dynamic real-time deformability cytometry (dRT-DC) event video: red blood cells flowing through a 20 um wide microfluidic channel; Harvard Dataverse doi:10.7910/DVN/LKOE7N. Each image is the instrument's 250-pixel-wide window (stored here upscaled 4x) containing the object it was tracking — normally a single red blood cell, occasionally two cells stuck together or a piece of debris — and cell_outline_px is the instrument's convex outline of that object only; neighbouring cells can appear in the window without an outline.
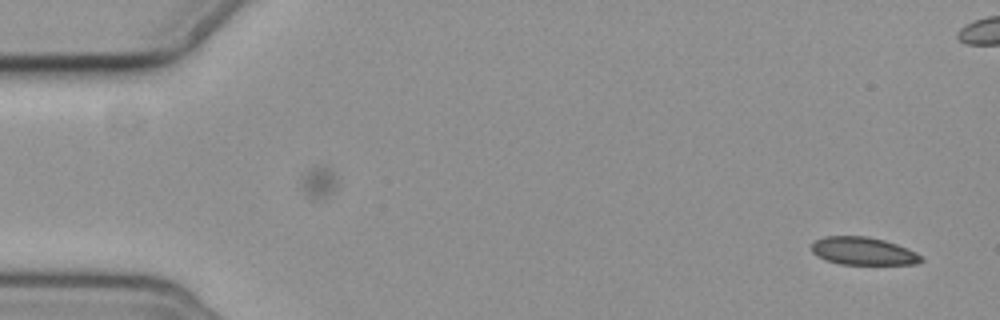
{"species": "common noctule bat (a hibernating species)", "species_latin": "Nyctalus noctula", "temperature_condition": "cold", "stored_images_in_passage": 7, "camera_frame_rate_fps": 3000, "um_per_image_px": 0.085, "animal": {"sex": "female", "body_mass_g": 19.3, "forearm_length_mm": 54.1}, "frame": {"image": 1, "passage_image": 7, "time_ms": 6.0, "image_size_px": [1000, 320], "cell_outline_px": [[924, 260], [916, 264], [840, 264], [824, 260], [816, 256], [812, 252], [812, 244], [816, 240], [824, 236], [864, 236], [884, 240], [896, 244], [916, 252]], "centroid_in_image_um": [73.34, 21.35], "position_along_channel_um": 11.7, "area_um2": 17.69}}